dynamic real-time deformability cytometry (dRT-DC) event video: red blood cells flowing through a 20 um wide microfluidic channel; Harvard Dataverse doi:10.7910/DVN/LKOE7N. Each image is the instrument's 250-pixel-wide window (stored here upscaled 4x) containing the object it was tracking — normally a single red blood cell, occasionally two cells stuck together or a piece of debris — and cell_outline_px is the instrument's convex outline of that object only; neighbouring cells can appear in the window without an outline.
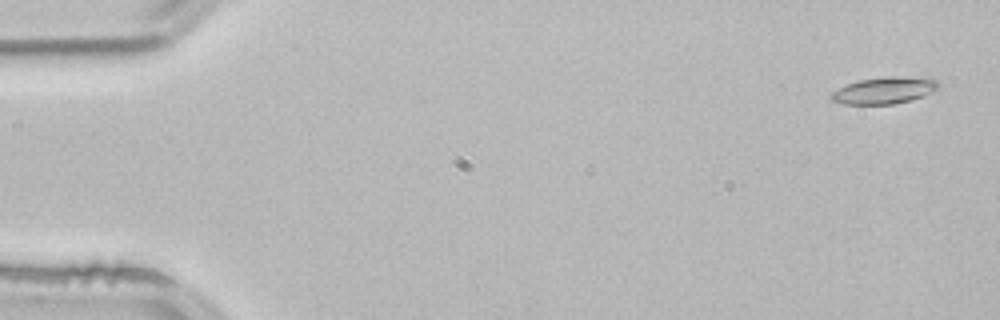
{"species": "common noctule bat (a hibernating species)", "species_latin": "Nyctalus noctula", "temperature_condition": "room temperature", "stored_images_in_passage": 4, "segment_of_instrument_passage": [2, 2], "camera_frame_rate_fps": 3000, "um_per_image_px": 0.085, "animal": {"sex": "male", "body_mass_g": 21.5, "forearm_length_mm": 52.0}, "frame": {"image": 1, "passage_image": 4, "time_ms": 1.0, "image_size_px": [1000, 320], "cell_outline_px": [[936, 88], [912, 100], [892, 104], [844, 104], [828, 100], [832, 92], [848, 84], [860, 80], [892, 76], [932, 76], [936, 80]], "centroid_in_image_um": [75.15, 7.67], "position_along_channel_um": 9.9, "area_um2": 16.59}}